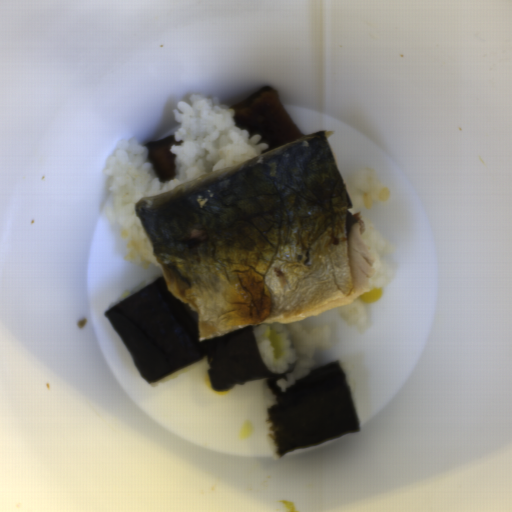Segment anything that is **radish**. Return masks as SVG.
Returning a JSON list of instances; mask_svg holds the SVG:
<instances>
[{"instance_id":"1","label":"radish","mask_w":512,"mask_h":512,"mask_svg":"<svg viewBox=\"0 0 512 512\" xmlns=\"http://www.w3.org/2000/svg\"><path fill=\"white\" fill-rule=\"evenodd\" d=\"M269 342L270 346L273 348L274 357L280 358L282 356V349L280 345V341L274 330L269 332Z\"/></svg>"}]
</instances>
